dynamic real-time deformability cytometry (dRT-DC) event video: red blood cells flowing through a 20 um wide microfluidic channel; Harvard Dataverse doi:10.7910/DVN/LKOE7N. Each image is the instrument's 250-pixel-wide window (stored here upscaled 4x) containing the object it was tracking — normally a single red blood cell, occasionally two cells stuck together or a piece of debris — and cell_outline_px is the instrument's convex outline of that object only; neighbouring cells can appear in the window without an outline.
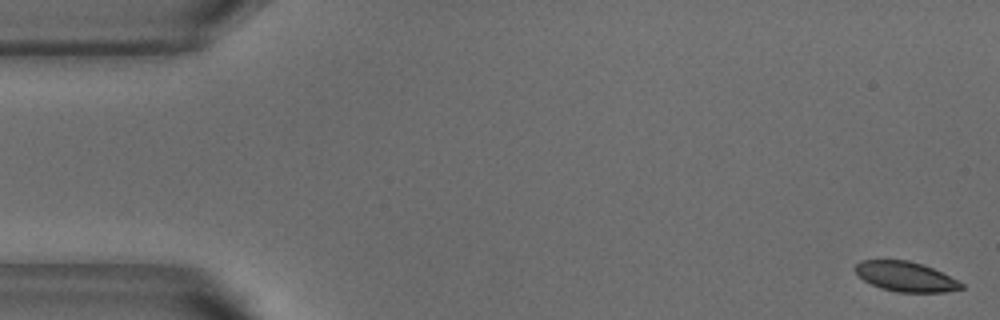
{"species": "common noctule bat (a hibernating species)", "species_latin": "Nyctalus noctula", "temperature_condition": "warm", "stored_images_in_passage": 12, "camera_frame_rate_fps": 3000, "um_per_image_px": 0.085, "animal": {"sex": "male", "body_mass_g": 18.8}, "frame": {"image": 1, "passage_image": 1, "time_ms": 0.0, "image_size_px": [1000, 320], "cell_outline_px": [[964, 288], [948, 292], [896, 292], [880, 288], [864, 280], [852, 268], [860, 260], [908, 260], [924, 264], [964, 284]], "centroid_in_image_um": [76.96, 23.51], "position_along_channel_um": 8.0, "area_um2": 18.44}}